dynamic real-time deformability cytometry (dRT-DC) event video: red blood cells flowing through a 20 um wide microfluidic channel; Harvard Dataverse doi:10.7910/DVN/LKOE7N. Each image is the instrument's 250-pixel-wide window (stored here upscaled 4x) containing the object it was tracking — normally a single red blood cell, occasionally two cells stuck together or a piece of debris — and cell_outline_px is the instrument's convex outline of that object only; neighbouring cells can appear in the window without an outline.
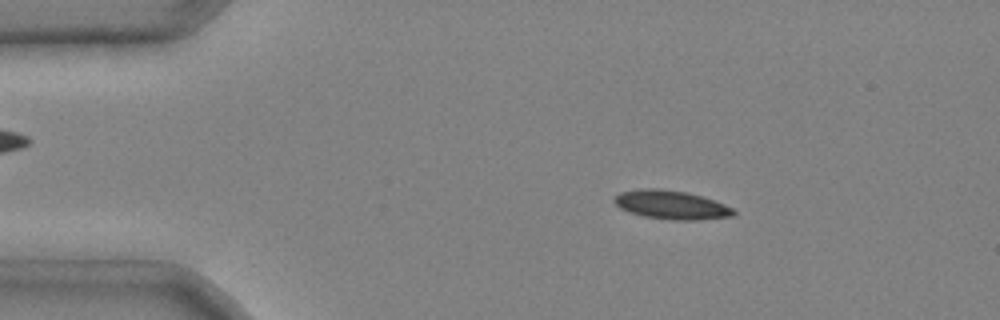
{"species": "common noctule bat (a hibernating species)", "species_latin": "Nyctalus noctula", "temperature_condition": "cold", "stored_images_in_passage": 4, "camera_frame_rate_fps": 3000, "um_per_image_px": 0.085, "animal": {"sex": "male", "body_mass_g": 20.4}, "frame": {"image": 1, "passage_image": 2, "time_ms": 0.333, "image_size_px": [1000, 320], "cell_outline_px": [[736, 212], [732, 216], [696, 220], [672, 220], [644, 216], [620, 208], [612, 200], [620, 192], [640, 188], [660, 188], [688, 192], [724, 204], [732, 208]], "centroid_in_image_um": [57.04, 17.4], "position_along_channel_um": 28.0, "area_um2": 19.83}}
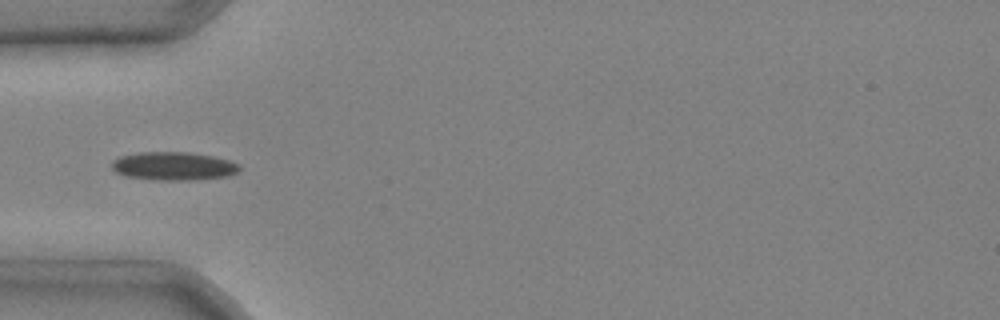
{"frame": {"image": 2, "passage_image": 4, "time_ms": 1.0, "image_size_px": [1000, 320], "cell_outline_px": [[240, 168], [236, 172], [228, 176], [188, 180], [152, 180], [124, 176], [116, 172], [112, 168], [112, 160], [120, 156], [140, 152], [184, 152], [212, 156], [228, 160], [236, 164]], "centroid_in_image_um": [14.68, 14.12], "position_along_channel_um": 70.3, "area_um2": 20.92}}